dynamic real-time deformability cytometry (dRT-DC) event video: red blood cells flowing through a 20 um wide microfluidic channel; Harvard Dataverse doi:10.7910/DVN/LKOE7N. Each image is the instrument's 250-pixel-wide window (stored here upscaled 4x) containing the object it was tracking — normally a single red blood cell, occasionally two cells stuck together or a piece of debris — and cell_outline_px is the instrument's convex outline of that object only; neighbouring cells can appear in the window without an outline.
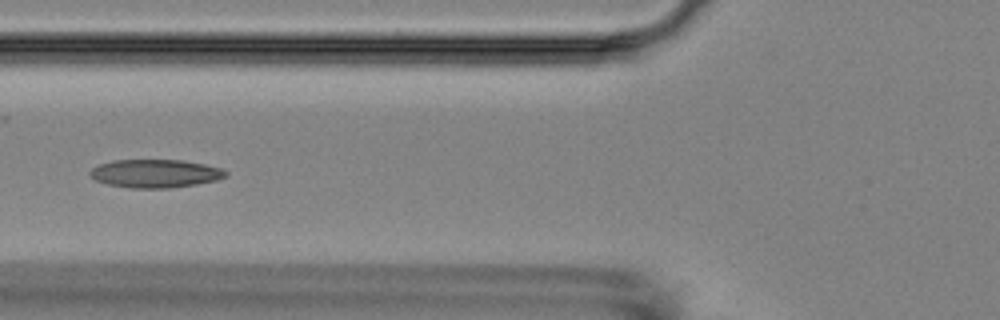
{"species": "Egyptian fruit bat (a non-hibernating species)", "species_latin": "Rousettus aegyptiacus", "temperature_condition": "room temperature", "stored_images_in_passage": 8, "camera_frame_rate_fps": 3000, "um_per_image_px": 0.085, "animal": {"sex": "female"}, "frame": {"image": 1, "passage_image": 6, "time_ms": 5.667, "image_size_px": [1000, 320], "cell_outline_px": [[228, 176], [216, 180], [196, 184], [168, 188], [128, 188], [108, 184], [96, 180], [88, 176], [88, 172], [92, 168], [100, 164], [112, 160], [184, 160], [204, 164], [220, 168], [228, 172]], "centroid_in_image_um": [13.18, 14.75], "position_along_channel_um": 112.6, "area_um2": 22.43}}
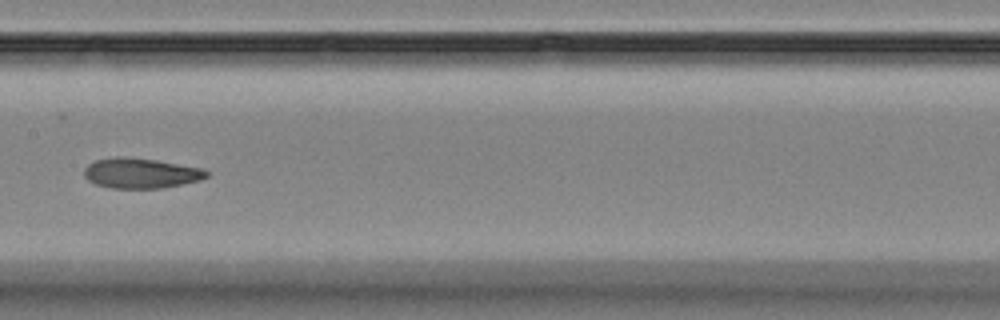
{"frame": {"image": 2, "passage_image": 8, "time_ms": 8.0, "image_size_px": [1000, 320], "cell_outline_px": [[208, 176], [200, 180], [160, 188], [108, 188], [96, 184], [88, 180], [84, 176], [84, 168], [88, 164], [96, 160], [120, 156], [124, 156], [156, 160], [204, 168], [208, 172]], "centroid_in_image_um": [11.96, 14.71], "position_along_channel_um": 195.4, "area_um2": 21.5}}